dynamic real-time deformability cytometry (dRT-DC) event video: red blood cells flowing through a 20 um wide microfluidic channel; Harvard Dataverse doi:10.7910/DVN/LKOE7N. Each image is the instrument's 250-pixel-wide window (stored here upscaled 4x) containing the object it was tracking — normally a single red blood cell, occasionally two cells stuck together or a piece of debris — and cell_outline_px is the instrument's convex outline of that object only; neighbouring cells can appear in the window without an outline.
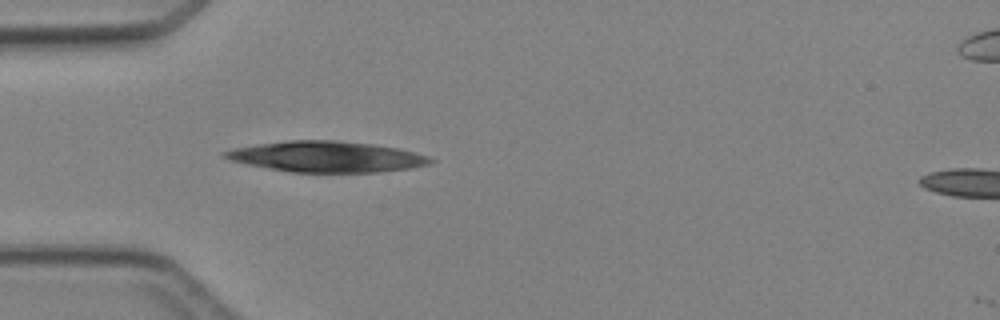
{"species": "Egyptian fruit bat (a non-hibernating species)", "species_latin": "Rousettus aegyptiacus", "temperature_condition": "cold", "stored_images_in_passage": 2, "camera_frame_rate_fps": 3000, "um_per_image_px": 0.085, "animal": {"sex": "female"}, "frame": {"image": 1, "passage_image": 2, "time_ms": 1.333, "image_size_px": [1000, 320], "cell_outline_px": [[436, 160], [428, 164], [412, 168], [380, 172], [292, 172], [248, 164], [232, 160], [224, 156], [220, 152], [236, 148], [256, 144], [288, 140], [332, 140], [372, 144], [396, 148], [428, 156]], "centroid_in_image_um": [27.78, 13.32], "position_along_channel_um": 57.2, "area_um2": 36.53}}